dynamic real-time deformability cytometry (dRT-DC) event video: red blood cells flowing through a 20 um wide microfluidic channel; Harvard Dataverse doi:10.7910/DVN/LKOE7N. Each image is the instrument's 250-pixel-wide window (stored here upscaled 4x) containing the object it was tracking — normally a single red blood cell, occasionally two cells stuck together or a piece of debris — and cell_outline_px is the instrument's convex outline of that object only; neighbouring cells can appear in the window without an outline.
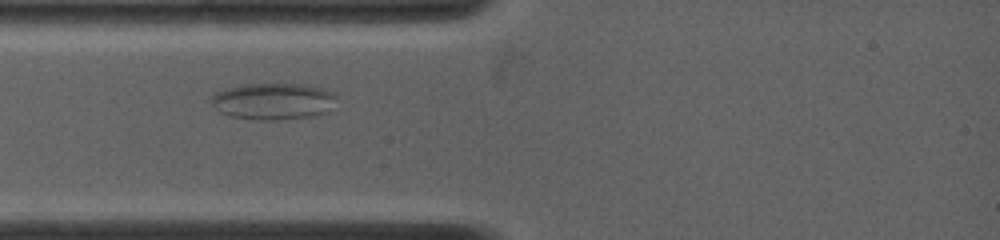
{"species": "common noctule bat (a hibernating species)", "species_latin": "Nyctalus noctula", "temperature_condition": "warm", "stored_images_in_passage": 50, "camera_frame_rate_fps": 5000, "um_per_image_px": 0.085, "animal": {"sex": "female", "body_mass_g": 19.0, "forearm_length_mm": 53.3}, "frame": {"image": 1, "passage_image": 1, "time_ms": 0.0, "image_size_px": [1000, 240], "cell_outline_px": [[336, 96], [328, 112], [316, 116], [276, 120], [260, 120], [232, 116], [220, 112], [212, 104], [212, 96], [216, 92], [228, 88], [244, 84], [304, 84], [320, 88], [332, 92]], "centroid_in_image_um": [23.24, 8.61], "position_along_channel_um": 61.8, "area_um2": 26.53}}
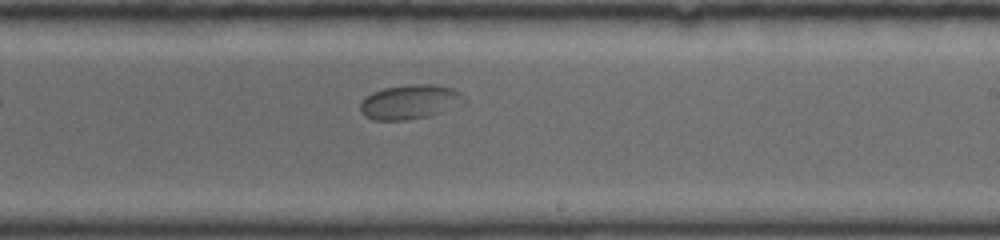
{"frame": {"image": 2, "passage_image": 26, "time_ms": 5.0, "image_size_px": [1000, 240], "cell_outline_px": [[468, 104], [432, 116], [404, 120], [372, 120], [364, 116], [360, 112], [360, 104], [364, 96], [372, 92], [384, 88], [412, 84], [436, 84], [452, 88], [460, 92], [464, 96]], "centroid_in_image_um": [34.9, 8.67], "position_along_channel_um": 254.1, "area_um2": 21.5}}
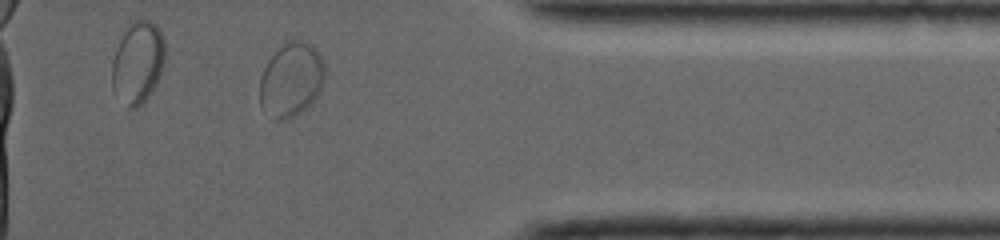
{"frame": {"image": 3, "passage_image": 45, "time_ms": 8.8, "image_size_px": [1000, 240], "cell_outline_px": [[324, 80], [320, 92], [300, 112], [288, 120], [276, 120], [260, 104], [260, 76], [268, 60], [288, 40], [304, 40], [312, 44], [316, 48], [324, 64]], "centroid_in_image_um": [24.76, 6.75], "position_along_channel_um": 386.6, "area_um2": 27.86}}